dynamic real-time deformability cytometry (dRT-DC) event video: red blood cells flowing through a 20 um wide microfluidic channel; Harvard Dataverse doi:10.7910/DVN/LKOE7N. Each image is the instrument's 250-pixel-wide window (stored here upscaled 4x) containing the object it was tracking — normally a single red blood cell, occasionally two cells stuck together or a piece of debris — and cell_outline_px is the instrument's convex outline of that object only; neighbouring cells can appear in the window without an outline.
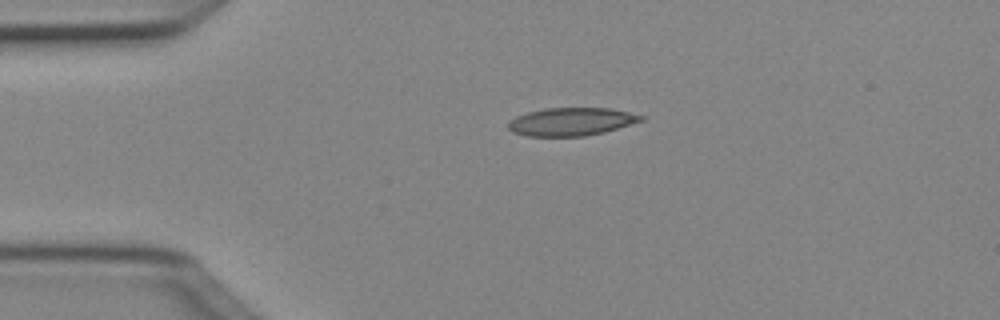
{"species": "Egyptian fruit bat (a non-hibernating species)", "species_latin": "Rousettus aegyptiacus", "temperature_condition": "cold", "stored_images_in_passage": 5, "camera_frame_rate_fps": 3000, "um_per_image_px": 0.085, "animal": {"sex": "female"}, "frame": {"image": 1, "passage_image": 5, "time_ms": 1.333, "image_size_px": [1000, 320], "cell_outline_px": [[648, 116], [644, 120], [604, 132], [584, 136], [528, 136], [512, 132], [508, 128], [508, 120], [516, 116], [528, 112], [544, 108], [608, 108]], "centroid_in_image_um": [48.55, 10.34], "position_along_channel_um": 36.4, "area_um2": 21.73}}